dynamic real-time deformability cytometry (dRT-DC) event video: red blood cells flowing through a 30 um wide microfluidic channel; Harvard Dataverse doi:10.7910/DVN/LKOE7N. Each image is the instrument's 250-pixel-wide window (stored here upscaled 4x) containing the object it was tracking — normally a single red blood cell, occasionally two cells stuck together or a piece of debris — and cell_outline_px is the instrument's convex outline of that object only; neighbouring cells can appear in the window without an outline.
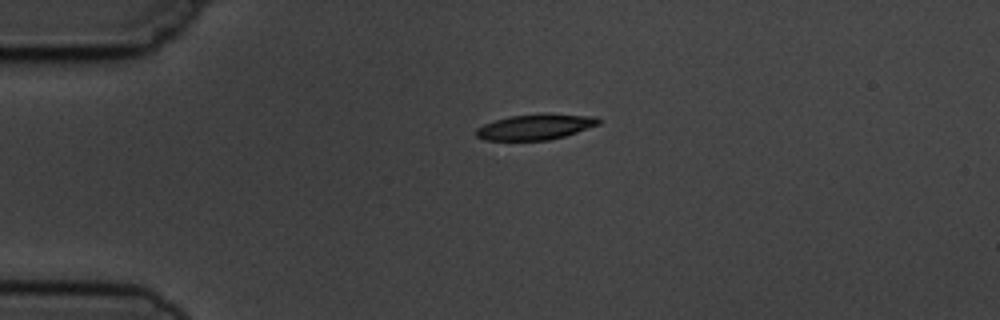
{"species": "common noctule bat (a hibernating species)", "species_latin": "Nyctalus noctula", "temperature_condition": "cold", "stored_images_in_passage": 2, "camera_frame_rate_fps": 3000, "um_per_image_px": 0.085, "animal": {"sex": "male", "body_mass_g": 19.5, "forearm_length_mm": 54.6}, "frame": {"image": 1, "passage_image": 1, "time_ms": 0.0, "image_size_px": [1000, 320], "cell_outline_px": [[604, 120], [600, 124], [564, 136], [548, 140], [484, 140], [476, 136], [476, 128], [484, 124], [496, 120], [512, 116], [596, 116]], "centroid_in_image_um": [45.48, 10.83], "position_along_channel_um": 39.5, "area_um2": 17.28}}